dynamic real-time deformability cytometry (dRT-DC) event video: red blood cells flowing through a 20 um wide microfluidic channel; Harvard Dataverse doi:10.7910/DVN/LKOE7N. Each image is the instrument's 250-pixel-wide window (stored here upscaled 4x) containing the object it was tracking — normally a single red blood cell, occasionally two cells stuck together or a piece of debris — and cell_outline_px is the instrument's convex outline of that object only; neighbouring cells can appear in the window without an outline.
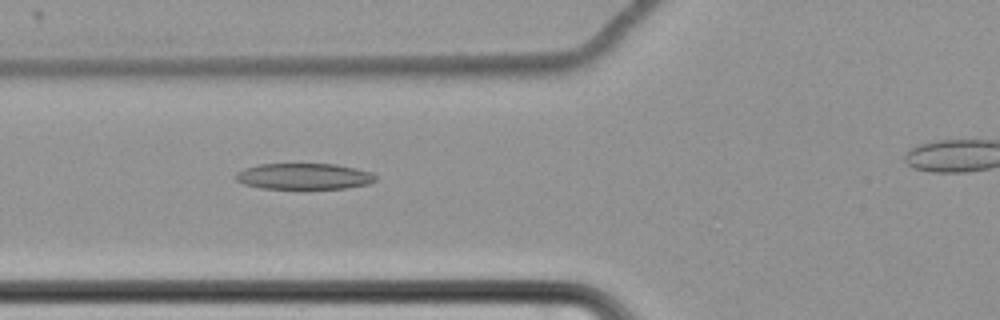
{"species": "common noctule bat (a hibernating species)", "species_latin": "Nyctalus noctula", "temperature_condition": "cold", "stored_images_in_passage": 52, "camera_frame_rate_fps": 3000, "um_per_image_px": 0.085, "animal": {"sex": "female", "body_mass_g": 22.7, "forearm_length_mm": 54.2}, "frame": {"image": 1, "passage_image": 22, "time_ms": 7.0, "image_size_px": [1000, 320], "cell_outline_px": [[376, 180], [368, 184], [348, 188], [260, 188], [244, 184], [236, 180], [232, 176], [236, 172], [244, 168], [260, 164], [336, 164], [356, 168], [372, 172], [376, 176]], "centroid_in_image_um": [25.82, 14.98], "position_along_channel_um": 100.0, "area_um2": 21.33}}
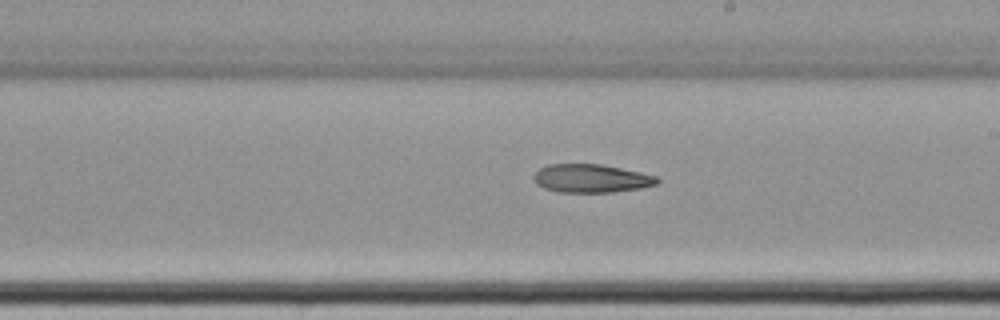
{"frame": {"image": 2, "passage_image": 34, "time_ms": 11.0, "image_size_px": [1000, 320], "cell_outline_px": [[660, 184], [640, 188], [612, 192], [556, 192], [544, 188], [536, 184], [532, 180], [532, 176], [540, 168], [548, 164], [600, 164], [640, 172], [656, 176], [660, 180]], "centroid_in_image_um": [50.23, 15.17], "position_along_channel_um": 238.8, "area_um2": 20.52}}
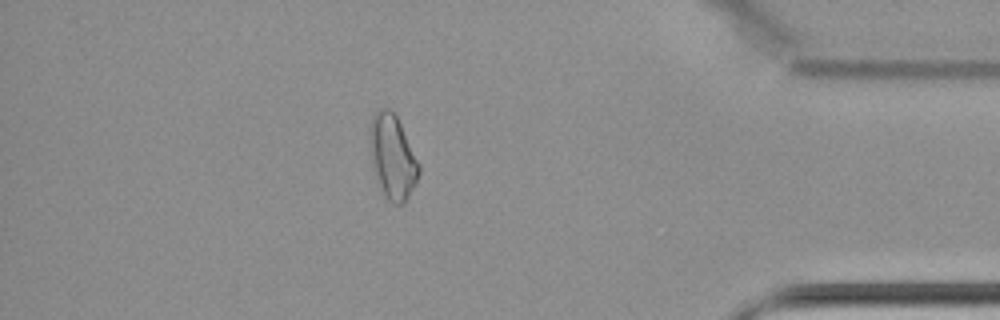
{"frame": {"image": 3, "passage_image": 51, "time_ms": 16.667, "image_size_px": [1000, 320], "cell_outline_px": [[420, 172], [404, 204], [392, 204], [384, 196], [380, 188], [372, 168], [368, 132], [368, 128], [372, 116], [380, 108], [388, 108], [396, 116], [420, 164]], "centroid_in_image_um": [33.33, 13.34], "position_along_channel_um": 401.9, "area_um2": 24.16}}